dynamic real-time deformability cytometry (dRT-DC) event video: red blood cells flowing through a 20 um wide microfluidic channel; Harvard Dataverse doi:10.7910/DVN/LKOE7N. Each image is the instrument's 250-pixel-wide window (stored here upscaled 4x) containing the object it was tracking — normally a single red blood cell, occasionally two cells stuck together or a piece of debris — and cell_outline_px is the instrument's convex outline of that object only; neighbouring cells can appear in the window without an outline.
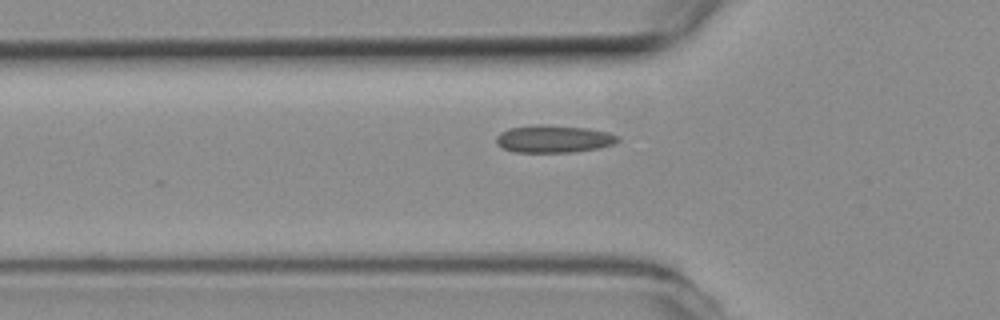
{"species": "common noctule bat (a hibernating species)", "species_latin": "Nyctalus noctula", "temperature_condition": "room temperature", "stored_images_in_passage": 7, "camera_frame_rate_fps": 3000, "um_per_image_px": 0.085, "animal": {"sex": "female", "body_mass_g": 19.3, "forearm_length_mm": 54.1}, "frame": {"image": 1, "passage_image": 3, "time_ms": 0.667, "image_size_px": [1000, 320], "cell_outline_px": [[620, 140], [612, 144], [600, 148], [572, 152], [516, 152], [504, 148], [496, 144], [496, 136], [500, 132], [508, 128], [536, 124], [544, 124], [588, 128], [608, 132], [620, 136]], "centroid_in_image_um": [47.06, 11.79], "position_along_channel_um": 78.7, "area_um2": 19.65}}
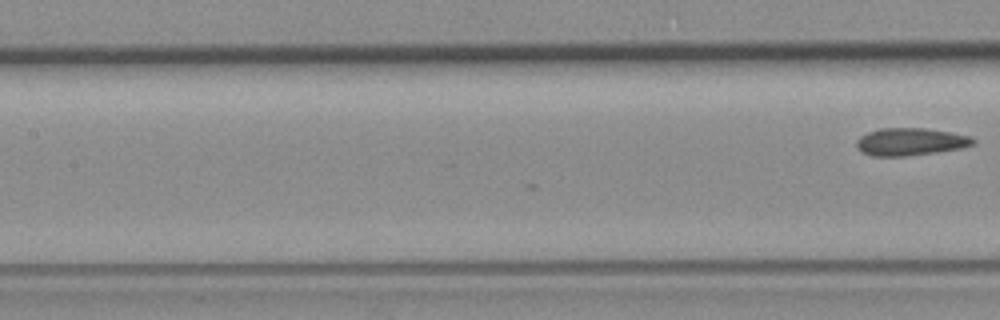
{"frame": {"image": 2, "passage_image": 7, "time_ms": 2.0, "image_size_px": [1000, 320], "cell_outline_px": [[976, 144], [960, 148], [936, 152], [904, 156], [872, 156], [860, 152], [856, 148], [856, 140], [860, 136], [868, 132], [880, 128], [928, 128], [968, 136], [976, 140]], "centroid_in_image_um": [77.34, 12.05], "position_along_channel_um": 130.1, "area_um2": 18.73}}